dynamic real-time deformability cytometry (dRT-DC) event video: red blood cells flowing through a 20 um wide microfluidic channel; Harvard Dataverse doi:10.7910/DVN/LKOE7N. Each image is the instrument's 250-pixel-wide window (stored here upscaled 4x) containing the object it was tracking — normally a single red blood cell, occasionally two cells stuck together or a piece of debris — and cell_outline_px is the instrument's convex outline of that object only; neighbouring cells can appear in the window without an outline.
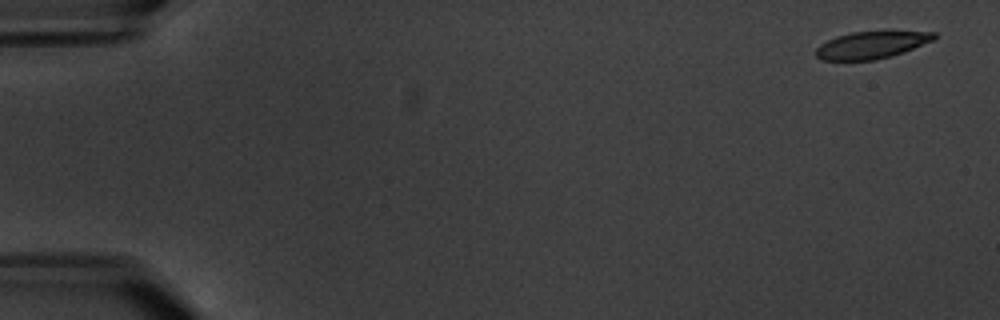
{"species": "common noctule bat (a hibernating species)", "species_latin": "Nyctalus noctula", "temperature_condition": "warm", "stored_images_in_passage": 8, "camera_frame_rate_fps": 3000, "um_per_image_px": 0.085, "animal": {"sex": "male", "body_mass_g": 20.1, "forearm_length_mm": 53.5}, "frame": {"image": 1, "passage_image": 1, "time_ms": 0.0, "image_size_px": [1000, 320], "cell_outline_px": [[936, 40], [892, 56], [872, 60], [820, 60], [816, 56], [816, 48], [820, 44], [836, 36], [852, 32], [936, 32]], "centroid_in_image_um": [74.07, 3.83], "position_along_channel_um": 10.9, "area_um2": 18.55}}
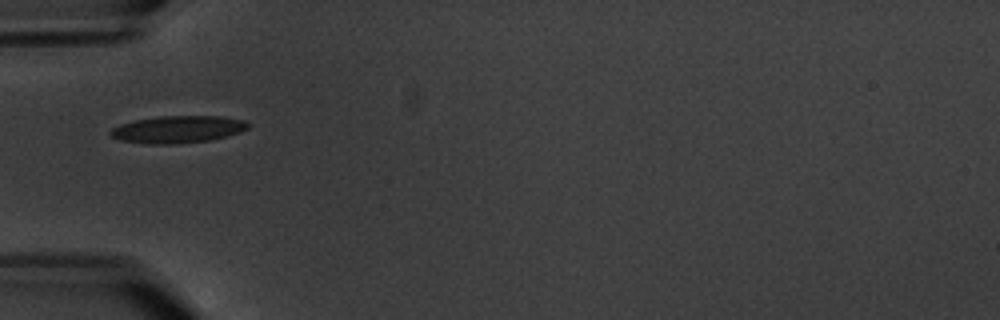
{"frame": {"image": 2, "passage_image": 6, "time_ms": 6.0, "image_size_px": [1000, 320], "cell_outline_px": [[252, 124], [248, 128], [240, 132], [228, 136], [212, 140], [176, 144], [148, 144], [120, 140], [112, 136], [108, 132], [112, 128], [120, 124], [136, 120], [160, 116], [220, 116], [244, 120]], "centroid_in_image_um": [15.15, 11.0], "position_along_channel_um": 69.9, "area_um2": 21.96}}